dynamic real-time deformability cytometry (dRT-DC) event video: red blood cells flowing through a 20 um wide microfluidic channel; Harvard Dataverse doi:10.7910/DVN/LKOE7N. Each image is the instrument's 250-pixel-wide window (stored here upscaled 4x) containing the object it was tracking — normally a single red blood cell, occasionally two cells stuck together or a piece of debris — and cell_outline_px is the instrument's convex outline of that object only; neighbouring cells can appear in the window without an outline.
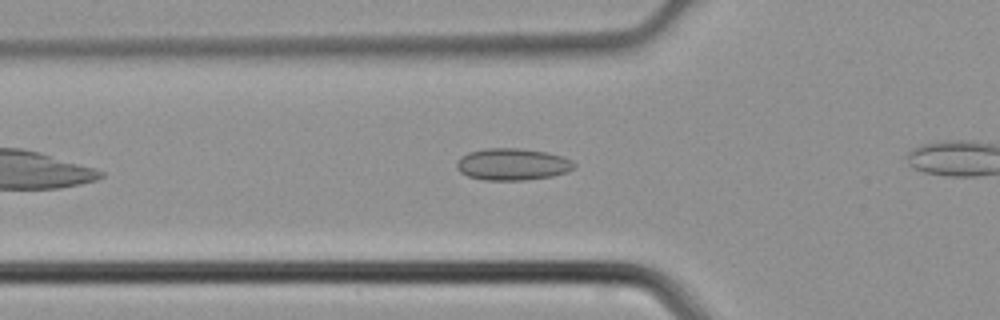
{"species": "common noctule bat (a hibernating species)", "species_latin": "Nyctalus noctula", "temperature_condition": "cold", "stored_images_in_passage": 22, "camera_frame_rate_fps": 3000, "um_per_image_px": 0.085, "animal": {"sex": "male", "body_mass_g": 21.5, "forearm_length_mm": 52.0}, "frame": {"image": 1, "passage_image": 7, "time_ms": 2.0, "image_size_px": [1000, 320], "cell_outline_px": [[576, 164], [568, 172], [552, 176], [524, 180], [484, 180], [468, 176], [460, 172], [456, 168], [456, 164], [460, 156], [468, 152], [488, 148], [520, 148], [548, 152], [572, 160]], "centroid_in_image_um": [43.54, 13.96], "position_along_channel_um": 82.3, "area_um2": 21.91}}
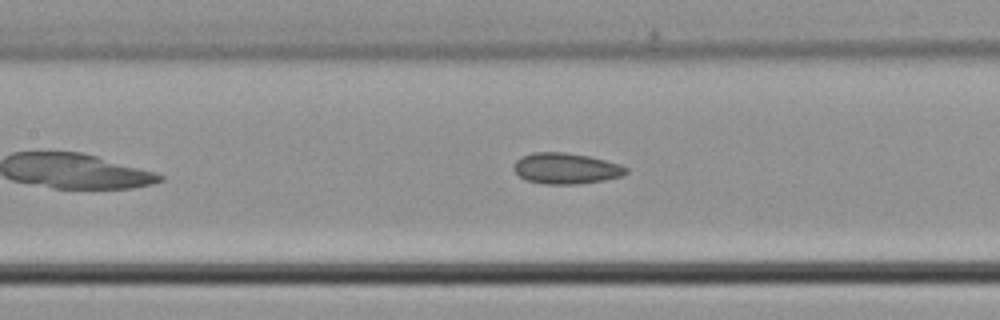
{"frame": {"image": 2, "passage_image": 12, "time_ms": 3.667, "image_size_px": [1000, 320], "cell_outline_px": [[628, 172], [620, 176], [604, 180], [576, 184], [544, 184], [528, 180], [520, 176], [512, 168], [512, 164], [520, 156], [532, 152], [564, 152], [588, 156], [620, 164], [628, 168]], "centroid_in_image_um": [48.07, 14.31], "position_along_channel_um": 159.3, "area_um2": 20.23}}
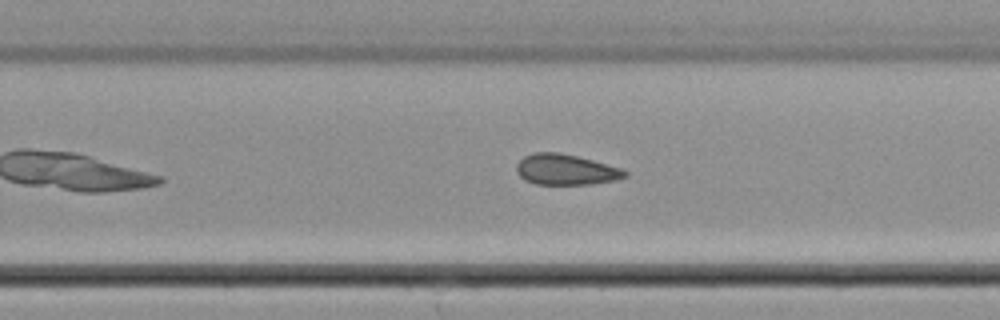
{"frame": {"image": 3, "passage_image": 20, "time_ms": 6.333, "image_size_px": [1000, 320], "cell_outline_px": [[628, 176], [612, 180], [588, 184], [536, 184], [524, 180], [516, 172], [516, 164], [524, 156], [532, 152], [556, 152], [576, 156], [592, 160], [620, 168], [628, 172]], "centroid_in_image_um": [48.03, 14.41], "position_along_channel_um": 281.8, "area_um2": 19.19}}